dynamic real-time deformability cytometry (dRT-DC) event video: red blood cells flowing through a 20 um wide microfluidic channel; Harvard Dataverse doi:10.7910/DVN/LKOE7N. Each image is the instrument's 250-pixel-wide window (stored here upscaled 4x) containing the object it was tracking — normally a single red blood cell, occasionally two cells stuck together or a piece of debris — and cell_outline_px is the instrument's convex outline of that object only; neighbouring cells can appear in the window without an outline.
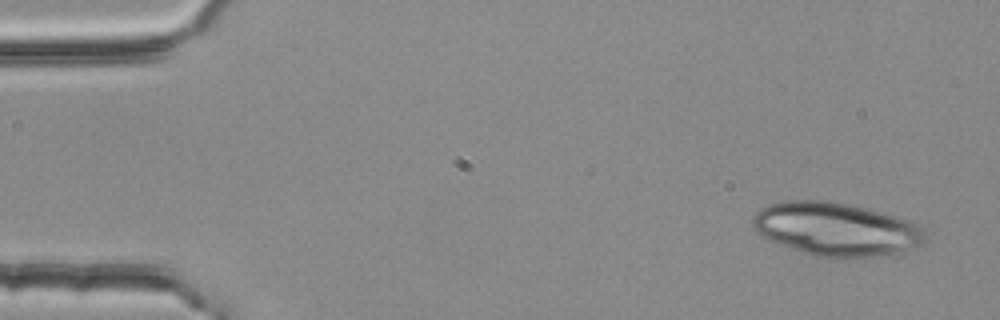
{"species": "common noctule bat (a hibernating species)", "species_latin": "Nyctalus noctula", "temperature_condition": "room temperature", "stored_images_in_passage": 4, "camera_frame_rate_fps": 3000, "um_per_image_px": 0.085, "animal": {"sex": "female", "body_mass_g": 25.1}, "frame": {"image": 1, "passage_image": 1, "time_ms": 0.0, "image_size_px": [1000, 320], "cell_outline_px": [[928, 240], [904, 252], [880, 256], [812, 256], [772, 240], [756, 232], [752, 228], [752, 216], [760, 208], [768, 204], [788, 200], [828, 200], [868, 208], [908, 220], [924, 228], [928, 236]], "centroid_in_image_um": [71.09, 19.45], "position_along_channel_um": 13.9, "area_um2": 53.52}}